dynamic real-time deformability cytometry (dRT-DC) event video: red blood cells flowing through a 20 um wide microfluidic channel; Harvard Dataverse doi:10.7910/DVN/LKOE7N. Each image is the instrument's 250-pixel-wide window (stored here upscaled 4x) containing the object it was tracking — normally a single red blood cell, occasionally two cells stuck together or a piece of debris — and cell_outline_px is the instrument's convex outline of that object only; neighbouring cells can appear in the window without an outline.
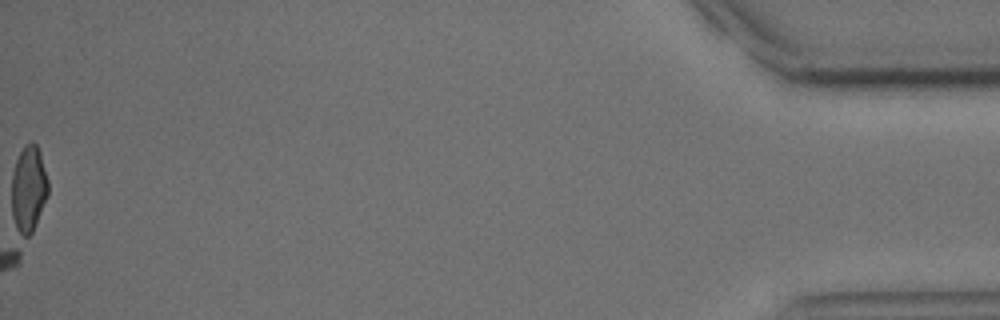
{"species": "common noctule bat (a hibernating species)", "species_latin": "Nyctalus noctula", "temperature_condition": "cold", "stored_images_in_passage": 57, "camera_frame_rate_fps": 3000, "um_per_image_px": 0.085, "animal": {"sex": "male", "body_mass_g": 15.6}, "frame": {"image": 1, "passage_image": 57, "time_ms": 18.667, "image_size_px": [1000, 320], "cell_outline_px": [[48, 196], [36, 224], [32, 232], [28, 236], [24, 236], [16, 228], [12, 216], [12, 172], [16, 160], [24, 144], [32, 140], [36, 144], [40, 152], [48, 180]], "centroid_in_image_um": [2.43, 16.02], "position_along_channel_um": 432.8, "area_um2": 18.44}}